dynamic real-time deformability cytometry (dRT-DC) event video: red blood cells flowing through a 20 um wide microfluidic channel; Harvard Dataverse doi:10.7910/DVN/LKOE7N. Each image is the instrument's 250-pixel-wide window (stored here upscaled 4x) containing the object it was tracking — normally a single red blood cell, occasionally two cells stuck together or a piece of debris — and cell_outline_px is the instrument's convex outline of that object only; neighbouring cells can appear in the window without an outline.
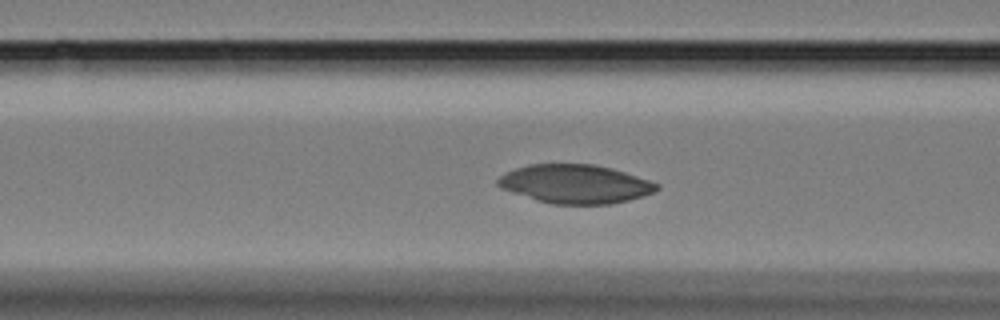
{"species": "Egyptian fruit bat (a non-hibernating species)", "species_latin": "Rousettus aegyptiacus", "temperature_condition": "cold", "stored_images_in_passage": 31, "camera_frame_rate_fps": 3000, "um_per_image_px": 0.085, "animal": {"sex": "female"}, "frame": {"image": 1, "passage_image": 7, "time_ms": 2.0, "image_size_px": [1000, 320], "cell_outline_px": [[660, 188], [652, 192], [628, 200], [612, 204], [552, 204], [536, 200], [500, 188], [496, 184], [496, 180], [500, 176], [516, 168], [528, 164], [592, 164], [612, 168], [660, 184]], "centroid_in_image_um": [48.87, 15.64], "position_along_channel_um": 117.7, "area_um2": 35.66}}
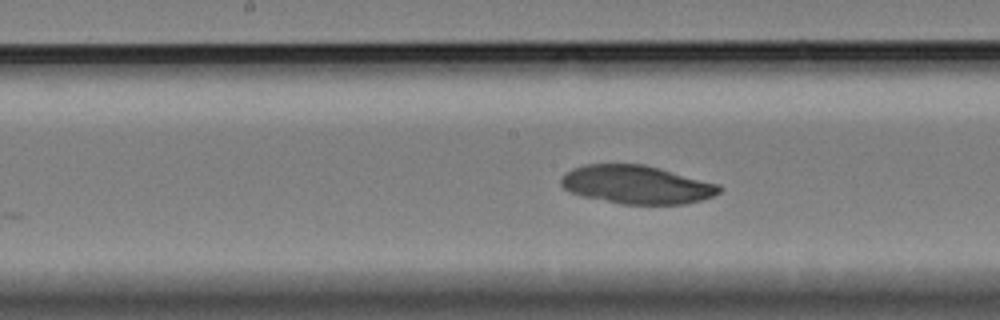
{"frame": {"image": 2, "passage_image": 14, "time_ms": 4.333, "image_size_px": [1000, 320], "cell_outline_px": [[724, 188], [720, 192], [712, 196], [700, 200], [684, 204], [620, 204], [584, 196], [572, 192], [564, 188], [560, 184], [560, 180], [564, 172], [572, 168], [584, 164], [644, 164], [660, 168], [720, 184]], "centroid_in_image_um": [54.12, 15.68], "position_along_channel_um": 194.1, "area_um2": 35.49}}
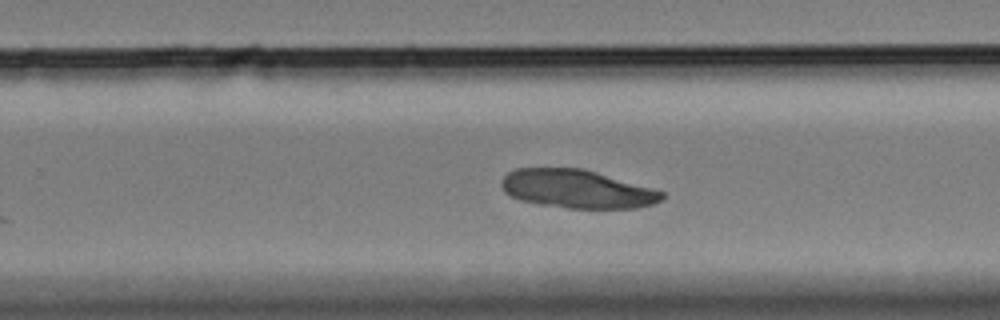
{"frame": {"image": 3, "passage_image": 22, "time_ms": 7.0, "image_size_px": [1000, 320], "cell_outline_px": [[664, 196], [660, 200], [652, 204], [636, 208], [568, 208], [540, 204], [520, 200], [504, 192], [500, 184], [500, 180], [508, 172], [516, 168], [584, 168], [652, 188], [664, 192]], "centroid_in_image_um": [49.01, 16.05], "position_along_channel_um": 280.8, "area_um2": 35.89}}